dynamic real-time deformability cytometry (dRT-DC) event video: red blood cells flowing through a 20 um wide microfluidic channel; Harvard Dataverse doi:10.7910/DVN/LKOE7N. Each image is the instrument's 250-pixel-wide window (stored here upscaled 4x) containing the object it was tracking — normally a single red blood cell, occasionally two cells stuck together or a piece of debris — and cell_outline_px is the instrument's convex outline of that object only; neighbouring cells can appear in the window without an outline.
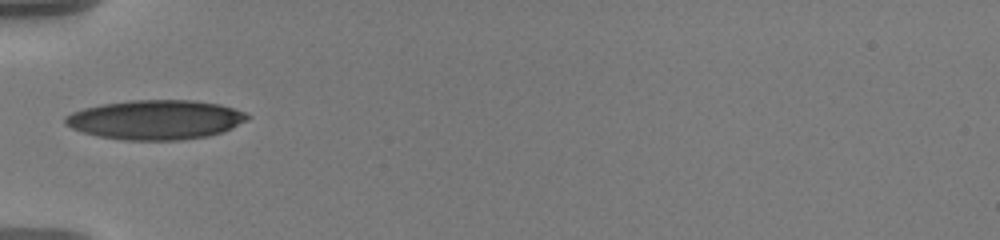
{"species": "human", "species_latin": "Homo sapiens", "temperature_condition": "warm", "stored_images_in_passage": 37, "camera_frame_rate_fps": 3000, "um_per_image_px": 0.085, "donor": {"sex": "male"}, "frame": {"image": 1, "passage_image": 1, "time_ms": 0.0, "image_size_px": [1000, 240], "cell_outline_px": [[252, 116], [248, 120], [224, 132], [208, 136], [180, 140], [124, 140], [100, 136], [84, 132], [72, 128], [64, 124], [64, 116], [72, 112], [84, 108], [100, 104], [132, 100], [196, 100], [220, 104], [244, 112]], "centroid_in_image_um": [13.25, 10.17], "position_along_channel_um": 71.7, "area_um2": 42.08}}
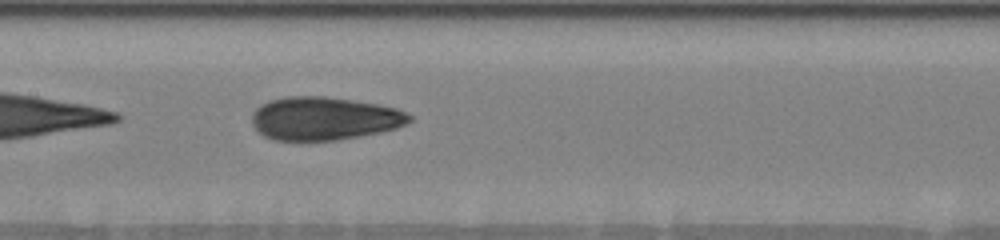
{"frame": {"image": 2, "passage_image": 10, "time_ms": 3.0, "image_size_px": [1000, 240], "cell_outline_px": [[412, 120], [408, 124], [396, 128], [380, 132], [336, 140], [276, 140], [264, 136], [252, 124], [252, 112], [260, 104], [268, 100], [288, 96], [324, 96], [352, 100], [376, 104], [396, 108], [412, 116]], "centroid_in_image_um": [27.54, 10.06], "position_along_channel_um": 179.9, "area_um2": 39.59}}
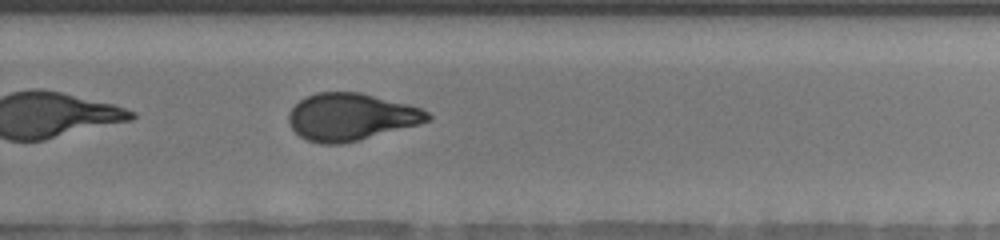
{"frame": {"image": 3, "passage_image": 20, "time_ms": 6.333, "image_size_px": [1000, 240], "cell_outline_px": [[432, 120], [420, 124], [340, 144], [324, 144], [308, 140], [300, 136], [288, 124], [288, 112], [304, 96], [316, 92], [360, 92], [408, 104], [420, 108], [428, 112], [432, 116]], "centroid_in_image_um": [29.82, 9.92], "position_along_channel_um": 300.0, "area_um2": 38.09}, "authors_computed_cell_mechanics": {"area_um2": 38.8416, "velocity_mm_per_s": 3.6214, "shape_relaxation_time_tau1_ms": 8.1053, "shape_relaxation_time_tau2_ms": 1.6315, "deformation_change_tau1": 0.234, "deformation_change_tau2": 0.0781}}